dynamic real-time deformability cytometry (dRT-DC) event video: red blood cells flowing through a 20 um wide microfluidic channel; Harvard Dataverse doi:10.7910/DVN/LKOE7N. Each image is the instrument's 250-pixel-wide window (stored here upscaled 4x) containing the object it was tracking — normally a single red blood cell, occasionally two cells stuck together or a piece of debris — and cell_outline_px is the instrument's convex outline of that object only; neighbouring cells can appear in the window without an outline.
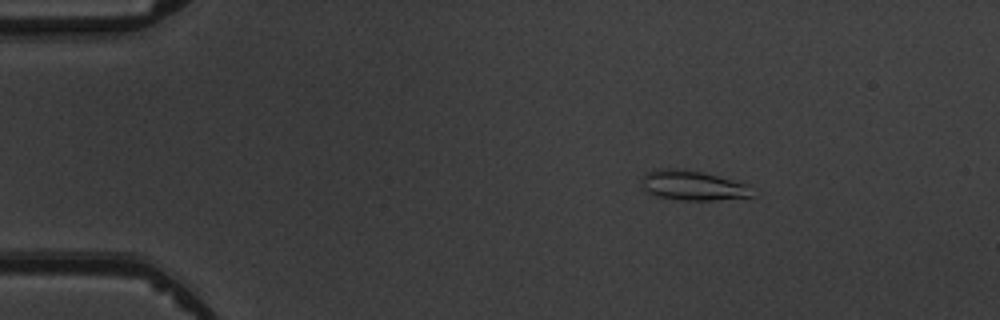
{"species": "common noctule bat (a hibernating species)", "species_latin": "Nyctalus noctula", "temperature_condition": "warm", "stored_images_in_passage": 5, "camera_frame_rate_fps": 3000, "um_per_image_px": 0.085, "animal": {"sex": "male", "body_mass_g": 19.5, "forearm_length_mm": 54.6}, "frame": {"image": 1, "passage_image": 3, "time_ms": 2.333, "image_size_px": [1000, 320], "cell_outline_px": [[760, 192], [756, 196], [712, 200], [676, 200], [656, 196], [644, 192], [644, 176], [648, 172], [656, 168], [668, 168], [700, 172], [748, 184]], "centroid_in_image_um": [58.97, 15.79], "position_along_channel_um": 26.0, "area_um2": 19.25}}